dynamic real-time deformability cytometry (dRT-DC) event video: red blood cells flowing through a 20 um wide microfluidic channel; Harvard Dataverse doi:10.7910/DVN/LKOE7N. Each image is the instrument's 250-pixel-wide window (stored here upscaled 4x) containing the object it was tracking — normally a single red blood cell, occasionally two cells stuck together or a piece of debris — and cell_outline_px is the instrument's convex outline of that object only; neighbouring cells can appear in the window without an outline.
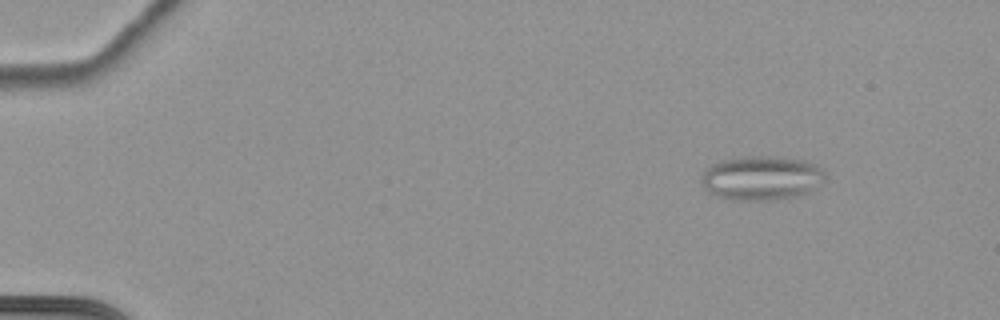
{"species": "common noctule bat (a hibernating species)", "species_latin": "Nyctalus noctula", "temperature_condition": "cold", "stored_images_in_passage": 65, "segment_of_instrument_passage": [1, 2], "camera_frame_rate_fps": 3000, "um_per_image_px": 0.085, "animal": {"sex": "female", "body_mass_g": 22.7, "forearm_length_mm": 54.2}, "frame": {"image": 1, "passage_image": 10, "time_ms": 3.0, "image_size_px": [1000, 320], "cell_outline_px": [[828, 176], [816, 188], [808, 192], [796, 196], [768, 200], [724, 200], [708, 192], [704, 188], [700, 180], [704, 168], [720, 160], [744, 156], [776, 156], [804, 160], [816, 164]], "centroid_in_image_um": [64.69, 15.12], "position_along_channel_um": 20.3, "area_um2": 32.48}}